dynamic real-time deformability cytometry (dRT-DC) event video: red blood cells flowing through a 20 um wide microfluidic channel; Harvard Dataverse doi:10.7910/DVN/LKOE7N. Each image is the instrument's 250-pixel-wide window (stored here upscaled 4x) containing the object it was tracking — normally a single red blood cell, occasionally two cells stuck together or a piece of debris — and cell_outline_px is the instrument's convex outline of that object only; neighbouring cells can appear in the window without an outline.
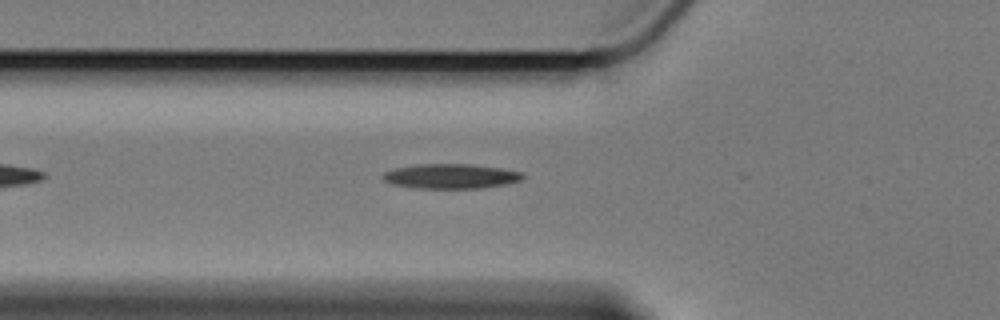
{"species": "Egyptian fruit bat (a non-hibernating species)", "species_latin": "Rousettus aegyptiacus", "temperature_condition": "cold", "stored_images_in_passage": 23, "camera_frame_rate_fps": 3000, "um_per_image_px": 0.085, "animal": {"sex": "female"}, "frame": {"image": 1, "passage_image": 8, "time_ms": 2.333, "image_size_px": [1000, 320], "cell_outline_px": [[524, 176], [520, 180], [504, 184], [480, 188], [412, 188], [392, 184], [384, 180], [380, 176], [384, 172], [396, 168], [412, 164], [468, 164], [500, 168], [520, 172]], "centroid_in_image_um": [38.23, 14.98], "position_along_channel_um": 87.6, "area_um2": 20.06}}
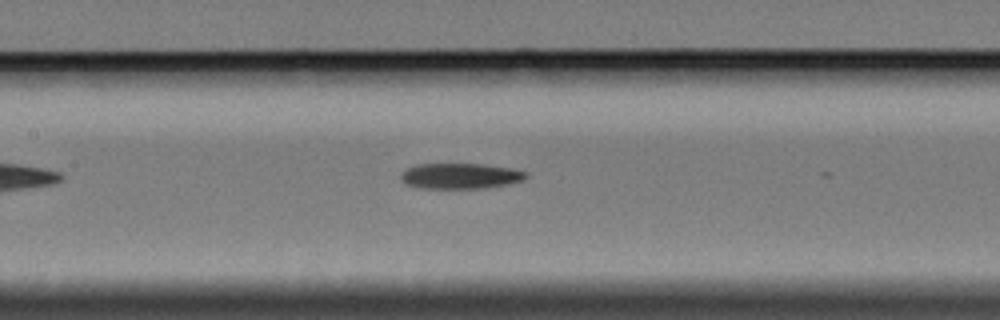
{"frame": {"image": 2, "passage_image": 15, "time_ms": 4.667, "image_size_px": [1000, 320], "cell_outline_px": [[528, 176], [524, 180], [508, 184], [484, 188], [420, 188], [404, 184], [400, 180], [400, 172], [416, 164], [484, 164], [512, 168], [528, 172]], "centroid_in_image_um": [39.12, 14.96], "position_along_channel_um": 168.3, "area_um2": 18.9}}
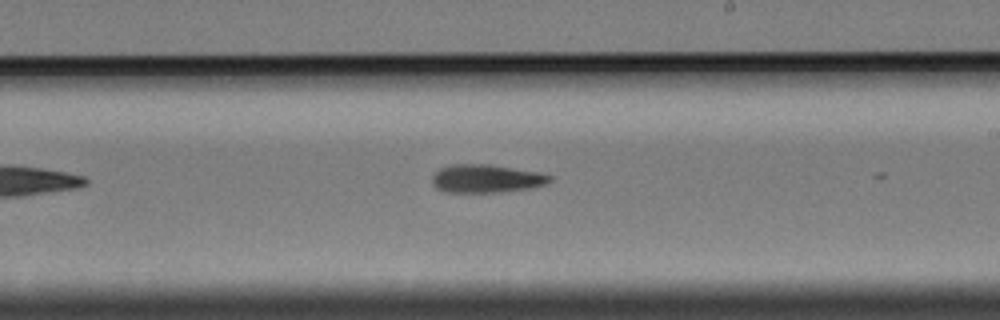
{"frame": {"image": 3, "passage_image": 22, "time_ms": 7.0, "image_size_px": [1000, 320], "cell_outline_px": [[552, 180], [544, 184], [528, 188], [496, 192], [444, 192], [436, 188], [432, 184], [432, 176], [440, 168], [452, 164], [488, 164], [540, 172], [552, 176]], "centroid_in_image_um": [41.3, 15.17], "position_along_channel_um": 247.7, "area_um2": 19.25}}